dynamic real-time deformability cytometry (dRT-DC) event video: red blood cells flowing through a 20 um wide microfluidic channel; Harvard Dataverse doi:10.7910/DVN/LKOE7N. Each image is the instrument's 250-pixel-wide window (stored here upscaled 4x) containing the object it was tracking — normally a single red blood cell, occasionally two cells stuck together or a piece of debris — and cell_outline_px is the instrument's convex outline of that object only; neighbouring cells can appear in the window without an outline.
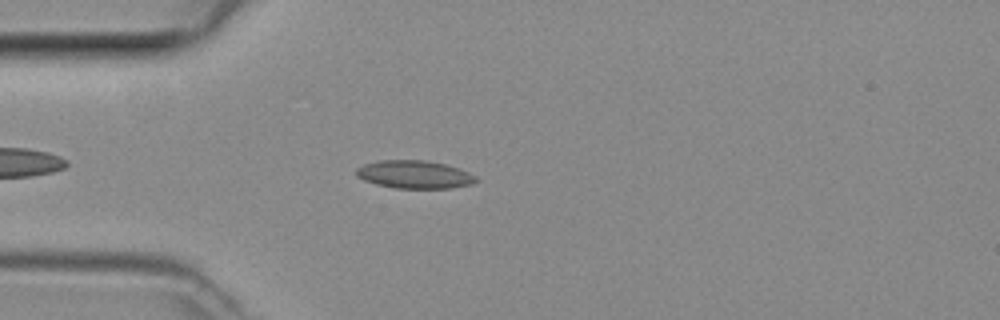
{"species": "common noctule bat (a hibernating species)", "species_latin": "Nyctalus noctula", "temperature_condition": "room temperature", "stored_images_in_passage": 40, "camera_frame_rate_fps": 3000, "um_per_image_px": 0.085, "animal": {"sex": "female", "body_mass_g": 29.2, "forearm_length_mm": 56.3}, "frame": {"image": 1, "passage_image": 5, "time_ms": 1.333, "image_size_px": [1000, 320], "cell_outline_px": [[476, 180], [472, 184], [452, 188], [396, 188], [376, 184], [364, 180], [356, 176], [356, 168], [364, 164], [380, 160], [424, 160], [444, 164], [468, 172], [476, 176]], "centroid_in_image_um": [35.2, 14.83], "position_along_channel_um": 49.8, "area_um2": 19.36}}
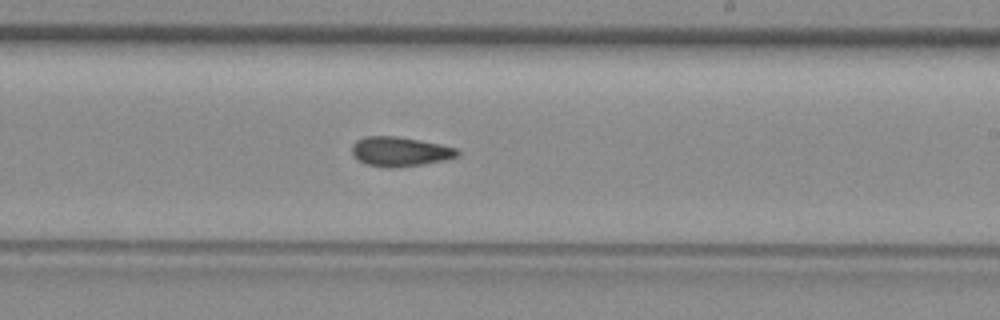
{"frame": {"image": 2, "passage_image": 20, "time_ms": 6.333, "image_size_px": [1000, 320], "cell_outline_px": [[460, 152], [456, 156], [444, 160], [424, 164], [396, 168], [384, 168], [368, 164], [352, 156], [352, 144], [356, 140], [364, 136], [396, 136], [420, 140], [440, 144], [456, 148]], "centroid_in_image_um": [33.97, 12.88], "position_along_channel_um": 255.0, "area_um2": 18.21}}
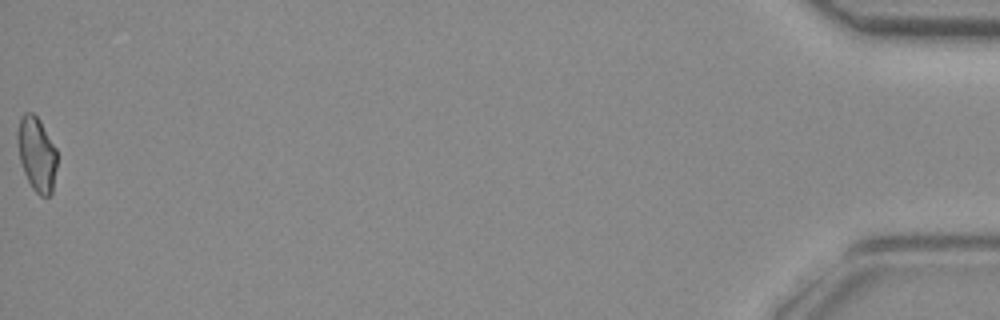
{"frame": {"image": 3, "passage_image": 40, "time_ms": 13.0, "image_size_px": [1000, 320], "cell_outline_px": [[56, 168], [52, 192], [48, 196], [40, 196], [32, 188], [24, 172], [20, 160], [16, 136], [16, 132], [20, 116], [24, 112], [32, 112], [40, 120], [56, 148]], "centroid_in_image_um": [3.1, 13.06], "position_along_channel_um": 432.1, "area_um2": 17.17}}